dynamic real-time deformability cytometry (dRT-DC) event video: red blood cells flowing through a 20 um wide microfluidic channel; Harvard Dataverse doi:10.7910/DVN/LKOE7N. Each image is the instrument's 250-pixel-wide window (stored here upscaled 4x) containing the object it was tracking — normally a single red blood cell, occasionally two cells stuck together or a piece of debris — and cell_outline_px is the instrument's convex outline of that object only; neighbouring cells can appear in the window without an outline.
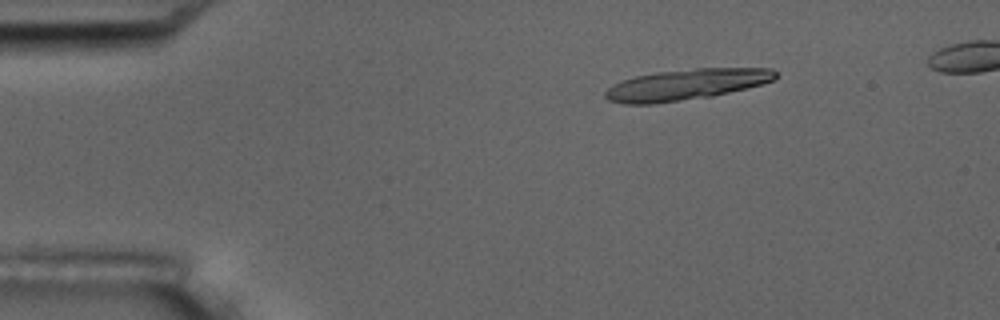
{"species": "common noctule bat (a hibernating species)", "species_latin": "Nyctalus noctula", "temperature_condition": "room temperature", "stored_images_in_passage": 3, "camera_frame_rate_fps": 3000, "um_per_image_px": 0.085, "animal": {"sex": "male", "body_mass_g": 17.5, "forearm_length_mm": 52.3}, "frame": {"image": 1, "passage_image": 3, "time_ms": 3.333, "image_size_px": [1000, 320], "cell_outline_px": [[776, 80], [764, 84], [748, 88], [712, 96], [652, 104], [624, 104], [608, 100], [604, 96], [604, 92], [612, 84], [636, 76], [656, 72], [696, 68], [772, 68], [776, 72]], "centroid_in_image_um": [58.34, 7.19], "position_along_channel_um": 26.7, "area_um2": 30.75}}